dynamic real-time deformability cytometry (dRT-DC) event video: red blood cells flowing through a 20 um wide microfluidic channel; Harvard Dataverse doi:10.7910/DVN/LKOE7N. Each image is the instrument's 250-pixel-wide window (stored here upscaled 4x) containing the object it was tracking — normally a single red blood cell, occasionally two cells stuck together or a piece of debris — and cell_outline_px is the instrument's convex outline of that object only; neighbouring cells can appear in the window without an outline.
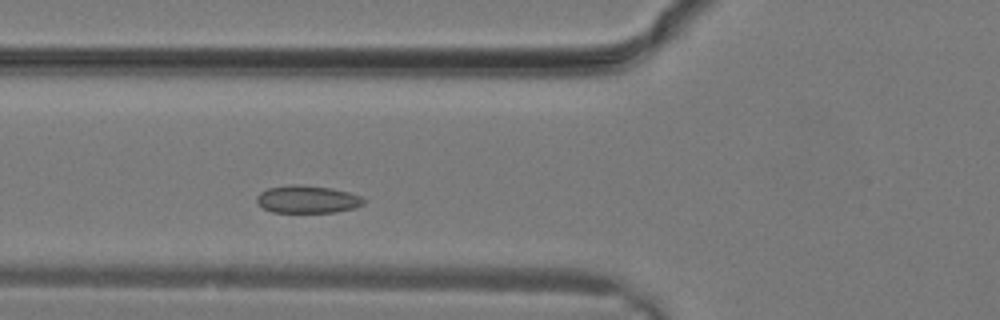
{"species": "common noctule bat (a hibernating species)", "species_latin": "Nyctalus noctula", "temperature_condition": "warm", "stored_images_in_passage": 4, "camera_frame_rate_fps": 3000, "um_per_image_px": 0.085, "animal": {"sex": "male", "body_mass_g": 19.2, "forearm_length_mm": 51.8}, "frame": {"image": 1, "passage_image": 4, "time_ms": 1.0, "image_size_px": [1000, 320], "cell_outline_px": [[368, 200], [364, 204], [356, 208], [336, 212], [272, 212], [264, 208], [256, 200], [256, 196], [260, 192], [268, 188], [292, 184], [296, 184], [332, 188], [348, 192], [360, 196]], "centroid_in_image_um": [26.17, 16.94], "position_along_channel_um": 99.6, "area_um2": 17.28}}